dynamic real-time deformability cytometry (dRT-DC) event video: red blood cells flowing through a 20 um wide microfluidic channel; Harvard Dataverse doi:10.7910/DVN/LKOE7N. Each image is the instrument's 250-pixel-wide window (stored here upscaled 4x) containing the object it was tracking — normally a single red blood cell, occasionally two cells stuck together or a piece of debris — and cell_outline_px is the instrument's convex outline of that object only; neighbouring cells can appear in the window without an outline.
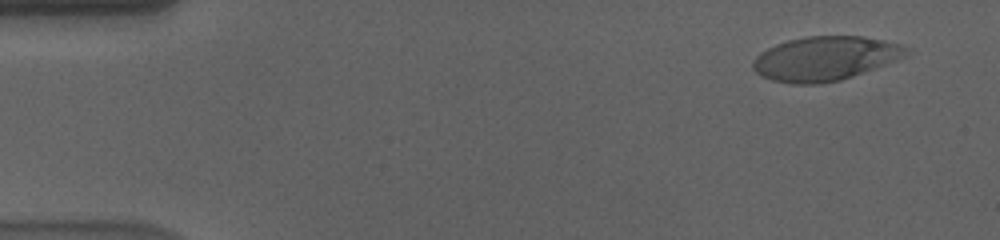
{"species": "human", "species_latin": "Homo sapiens", "temperature_condition": "cold", "stored_images_in_passage": 56, "camera_frame_rate_fps": 3000, "um_per_image_px": 0.085, "donor": {"sex": "male"}, "frame": {"image": 1, "passage_image": 4, "time_ms": 1.0, "image_size_px": [1000, 240], "cell_outline_px": [[908, 52], [904, 56], [884, 64], [852, 76], [840, 80], [820, 84], [792, 84], [772, 80], [760, 76], [752, 68], [752, 60], [760, 52], [776, 44], [788, 40], [804, 36], [860, 36], [884, 40], [904, 44], [908, 48]], "centroid_in_image_um": [70.08, 4.97], "position_along_channel_um": 14.9, "area_um2": 39.42}}
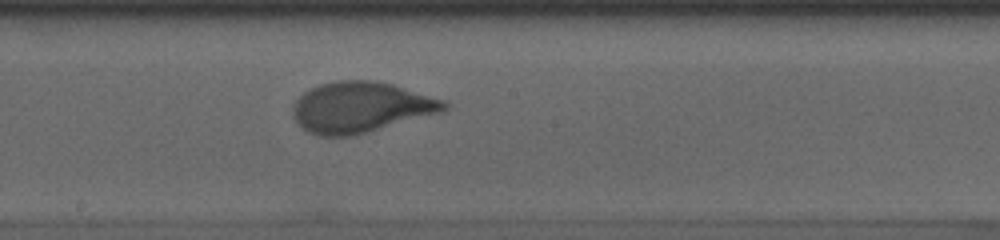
{"frame": {"image": 2, "passage_image": 31, "time_ms": 10.0, "image_size_px": [1000, 240], "cell_outline_px": [[448, 108], [440, 112], [368, 132], [352, 136], [316, 136], [300, 128], [292, 116], [292, 108], [296, 100], [304, 92], [320, 84], [336, 80], [376, 80], [392, 84], [444, 100], [448, 104]], "centroid_in_image_um": [30.61, 9.12], "position_along_channel_um": 217.6, "area_um2": 44.68}}
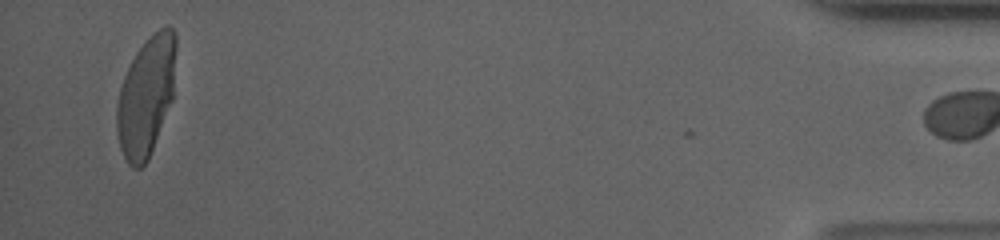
{"frame": {"image": 3, "passage_image": 55, "time_ms": 18.0, "image_size_px": [1000, 240], "cell_outline_px": [[176, 48], [172, 100], [148, 160], [140, 168], [132, 168], [128, 164], [120, 148], [116, 132], [116, 104], [120, 88], [124, 76], [136, 52], [152, 32], [168, 24], [176, 32]], "centroid_in_image_um": [12.41, 8.16], "position_along_channel_um": 422.8, "area_um2": 41.33}, "authors_computed_cell_mechanics": {"area_um2": 42.6275, "velocity_mm_per_s": 3.5681, "shape_relaxation_time_tau1_ms": 4.2304, "shape_relaxation_time_tau2_ms": null, "deformation_change_tau1": 0.2136, "deformation_change_tau2": null}}